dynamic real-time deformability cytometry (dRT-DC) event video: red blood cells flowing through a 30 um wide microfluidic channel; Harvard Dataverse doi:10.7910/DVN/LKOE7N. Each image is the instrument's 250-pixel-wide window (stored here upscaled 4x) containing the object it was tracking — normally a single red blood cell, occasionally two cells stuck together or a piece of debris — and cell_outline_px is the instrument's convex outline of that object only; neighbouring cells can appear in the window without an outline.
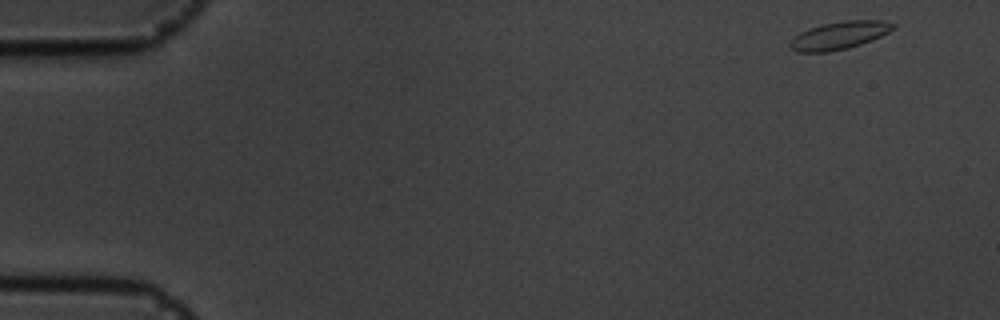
{"species": "common noctule bat (a hibernating species)", "species_latin": "Nyctalus noctula", "temperature_condition": "cold", "stored_images_in_passage": 54, "camera_frame_rate_fps": 3000, "um_per_image_px": 0.085, "animal": {"sex": "male", "body_mass_g": 19.5, "forearm_length_mm": 54.6}, "frame": {"image": 1, "passage_image": 1, "time_ms": 0.0, "image_size_px": [1000, 320], "cell_outline_px": [[896, 28], [872, 40], [848, 48], [828, 52], [796, 52], [788, 48], [788, 44], [800, 32], [808, 28], [824, 24], [844, 20], [880, 20], [896, 24]], "centroid_in_image_um": [71.33, 3.01], "position_along_channel_um": 13.7, "area_um2": 16.7}}
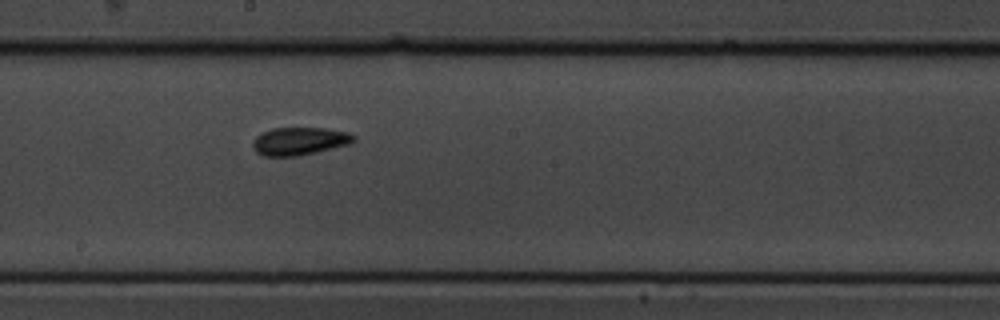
{"frame": {"image": 2, "passage_image": 29, "time_ms": 9.333, "image_size_px": [1000, 320], "cell_outline_px": [[356, 140], [348, 144], [300, 156], [264, 156], [256, 152], [252, 148], [252, 140], [260, 132], [272, 128], [324, 128], [348, 132], [356, 136]], "centroid_in_image_um": [25.41, 11.99], "position_along_channel_um": 222.8, "area_um2": 16.53}}
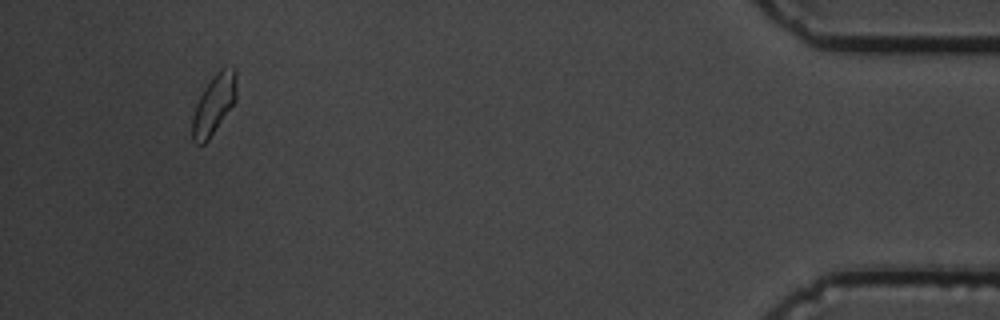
{"frame": {"image": 3, "passage_image": 51, "time_ms": 16.667, "image_size_px": [1000, 320], "cell_outline_px": [[236, 100], [208, 140], [204, 144], [196, 144], [192, 140], [192, 120], [196, 104], [204, 88], [212, 76], [220, 68], [236, 68]], "centroid_in_image_um": [18.18, 8.87], "position_along_channel_um": 417.0, "area_um2": 15.26}, "authors_computed_cell_mechanics": {"area_um2": 15.8661, "velocity_mm_per_s": 3.5487, "shape_relaxation_time_tau1_ms": 1.6213, "shape_relaxation_time_tau2_ms": 4.1736, "deformation_change_tau1": 0.0714, "deformation_change_tau2": 0.0838}}